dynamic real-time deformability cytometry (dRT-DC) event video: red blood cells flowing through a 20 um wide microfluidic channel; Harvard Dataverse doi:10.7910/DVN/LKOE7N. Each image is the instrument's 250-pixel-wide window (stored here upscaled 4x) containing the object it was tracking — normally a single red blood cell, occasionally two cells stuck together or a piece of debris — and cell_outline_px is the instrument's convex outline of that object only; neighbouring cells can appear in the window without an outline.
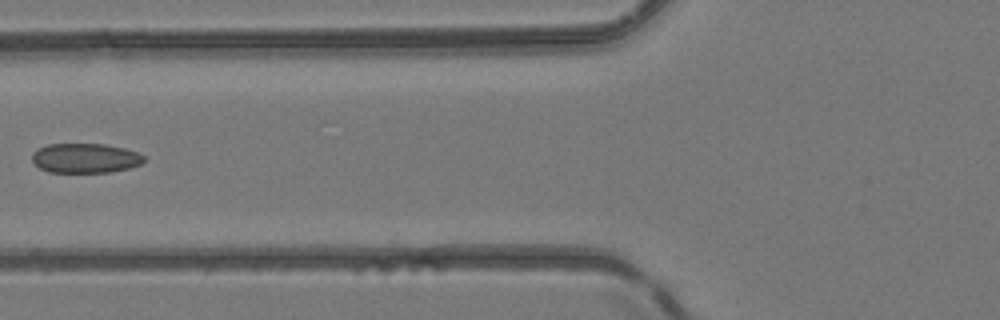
{"species": "common noctule bat (a hibernating species)", "species_latin": "Nyctalus noctula", "temperature_condition": "room temperature", "stored_images_in_passage": 6, "camera_frame_rate_fps": 3000, "um_per_image_px": 0.085, "animal": {"sex": "female", "body_mass_g": 24.6, "forearm_length_mm": 56.2}, "frame": {"image": 1, "passage_image": 6, "time_ms": 5.667, "image_size_px": [1000, 320], "cell_outline_px": [[144, 160], [140, 164], [128, 168], [108, 172], [48, 172], [40, 168], [32, 160], [32, 152], [48, 144], [104, 144], [124, 148], [136, 152], [144, 156]], "centroid_in_image_um": [7.22, 13.44], "position_along_channel_um": 118.6, "area_um2": 19.13}}